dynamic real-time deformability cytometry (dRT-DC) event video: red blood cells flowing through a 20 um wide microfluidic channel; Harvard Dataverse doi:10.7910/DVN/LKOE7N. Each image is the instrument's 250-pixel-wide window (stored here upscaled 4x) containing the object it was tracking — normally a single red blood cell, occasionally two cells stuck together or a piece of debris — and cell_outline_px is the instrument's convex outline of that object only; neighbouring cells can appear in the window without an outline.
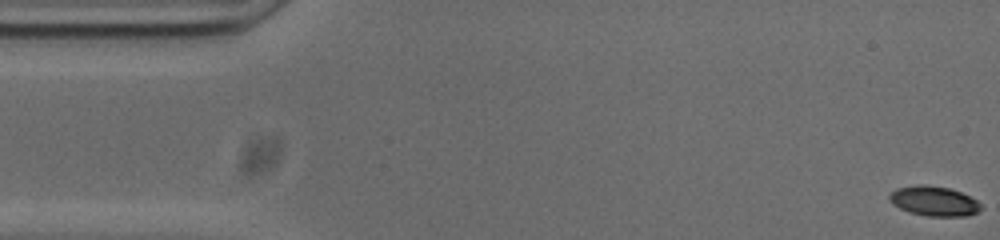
{"species": "common noctule bat (a hibernating species)", "species_latin": "Nyctalus noctula", "temperature_condition": "cold", "stored_images_in_passage": 54, "camera_frame_rate_fps": 3000, "um_per_image_px": 0.085, "animal": {"sex": "male", "body_mass_g": 20.0, "forearm_length_mm": 53.3}, "frame": {"image": 1, "passage_image": 1, "time_ms": 0.0, "image_size_px": [1000, 240], "cell_outline_px": [[980, 208], [976, 212], [968, 216], [928, 216], [908, 212], [892, 204], [888, 200], [888, 196], [896, 188], [916, 184], [924, 184], [948, 188], [960, 192], [976, 200], [980, 204]], "centroid_in_image_um": [79.33, 17.09], "position_along_channel_um": 5.7, "area_um2": 15.84}}
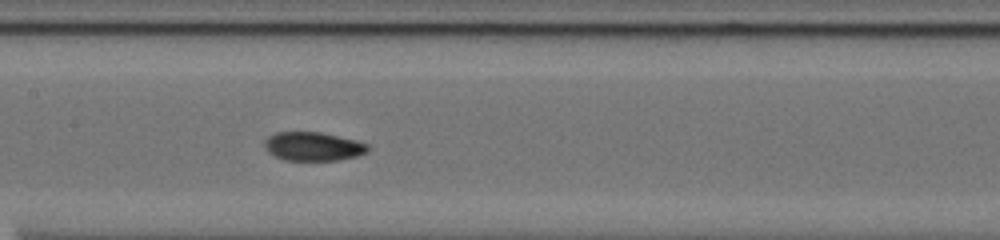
{"frame": {"image": 2, "passage_image": 25, "time_ms": 8.0, "image_size_px": [1000, 240], "cell_outline_px": [[372, 148], [368, 152], [356, 156], [336, 160], [284, 160], [268, 152], [264, 144], [264, 140], [268, 136], [276, 132], [320, 132], [356, 140], [368, 144]], "centroid_in_image_um": [26.63, 12.44], "position_along_channel_um": 180.8, "area_um2": 17.34}}
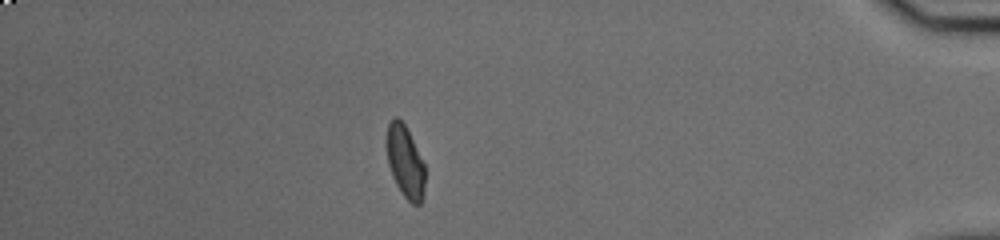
{"frame": {"image": 3, "passage_image": 47, "time_ms": 15.333, "image_size_px": [1000, 240], "cell_outline_px": [[424, 196], [420, 204], [412, 204], [404, 196], [396, 184], [392, 176], [388, 164], [384, 144], [388, 124], [392, 116], [396, 116], [404, 124], [424, 164]], "centroid_in_image_um": [34.39, 13.73], "position_along_channel_um": 400.8, "area_um2": 16.24}, "authors_computed_cell_mechanics": {"area_um2": 16.762, "velocity_mm_per_s": 3.7293, "shape_relaxation_time_tau1_ms": 5.8996, "shape_relaxation_time_tau2_ms": 2.3359, "deformation_change_tau1": 0.1805, "deformation_change_tau2": 0.0533}}